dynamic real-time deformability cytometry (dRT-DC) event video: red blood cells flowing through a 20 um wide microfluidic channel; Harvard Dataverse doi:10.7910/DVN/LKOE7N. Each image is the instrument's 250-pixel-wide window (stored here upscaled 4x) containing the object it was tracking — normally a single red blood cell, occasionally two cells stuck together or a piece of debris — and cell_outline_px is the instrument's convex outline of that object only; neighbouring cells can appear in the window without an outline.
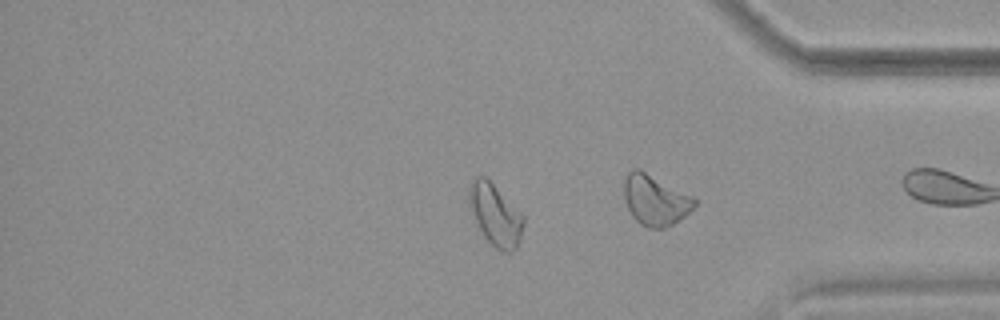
{"species": "common noctule bat (a hibernating species)", "species_latin": "Nyctalus noctula", "temperature_condition": "warm", "stored_images_in_passage": 34, "camera_frame_rate_fps": 3000, "um_per_image_px": 0.085, "animal": {"sex": "female", "body_mass_g": 18.4}, "frame": {"image": 1, "passage_image": 25, "time_ms": 8.0, "image_size_px": [1000, 320], "cell_outline_px": [[524, 224], [516, 248], [512, 252], [504, 252], [496, 248], [484, 236], [468, 204], [468, 188], [472, 180], [476, 176], [484, 176], [524, 216]], "centroid_in_image_um": [42.09, 18.26], "position_along_channel_um": 393.1, "area_um2": 19.02}, "authors_computed_cell_mechanics": {"area_um2": 17.4267, "velocity_mm_per_s": 3.816, "shape_relaxation_time_tau1_ms": 3.9361, "shape_relaxation_time_tau2_ms": 2.1992, "deformation_change_tau1": 0.1111, "deformation_change_tau2": 0.082}}